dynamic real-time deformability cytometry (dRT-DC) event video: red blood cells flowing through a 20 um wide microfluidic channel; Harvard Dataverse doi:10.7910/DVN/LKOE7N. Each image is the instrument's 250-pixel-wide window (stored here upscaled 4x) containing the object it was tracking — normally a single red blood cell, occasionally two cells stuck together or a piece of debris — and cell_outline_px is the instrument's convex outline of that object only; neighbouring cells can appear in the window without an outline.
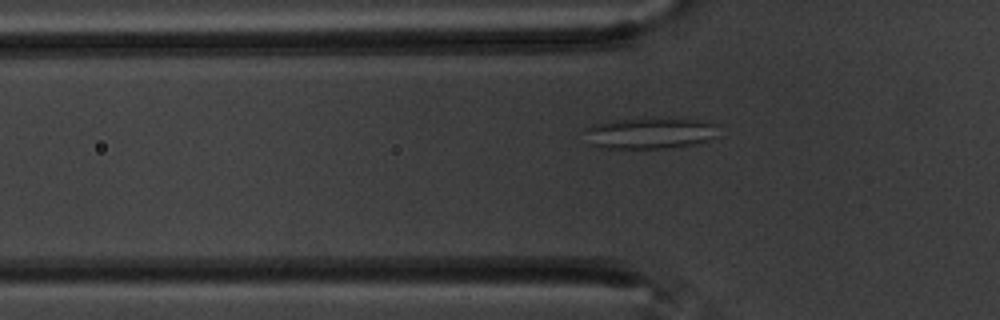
{"species": "common noctule bat (a hibernating species)", "species_latin": "Nyctalus noctula", "temperature_condition": "warm", "stored_images_in_passage": 47, "camera_frame_rate_fps": 3000, "um_per_image_px": 0.085, "animal": {"sex": "male", "body_mass_g": 20.1, "forearm_length_mm": 53.5}, "frame": {"image": 1, "passage_image": 8, "time_ms": 2.333, "image_size_px": [1000, 320], "cell_outline_px": [[720, 124], [712, 136], [696, 144], [668, 148], [604, 148], [588, 144], [584, 128], [592, 124], [612, 120], [652, 116], [700, 120]], "centroid_in_image_um": [55.18, 11.28], "position_along_channel_um": 70.6, "area_um2": 24.91}}
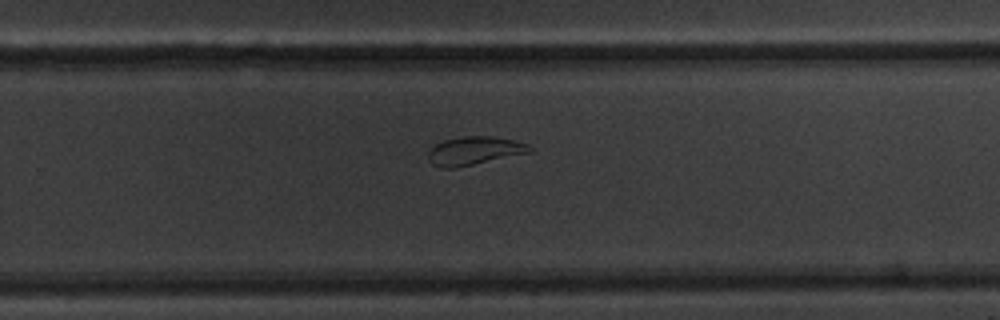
{"frame": {"image": 2, "passage_image": 27, "time_ms": 8.667, "image_size_px": [1000, 320], "cell_outline_px": [[532, 152], [456, 168], [440, 168], [432, 164], [428, 160], [428, 152], [436, 144], [444, 140], [464, 136], [492, 136], [516, 140], [528, 144], [532, 148]], "centroid_in_image_um": [40.33, 12.82], "position_along_channel_um": 289.5, "area_um2": 16.88}}
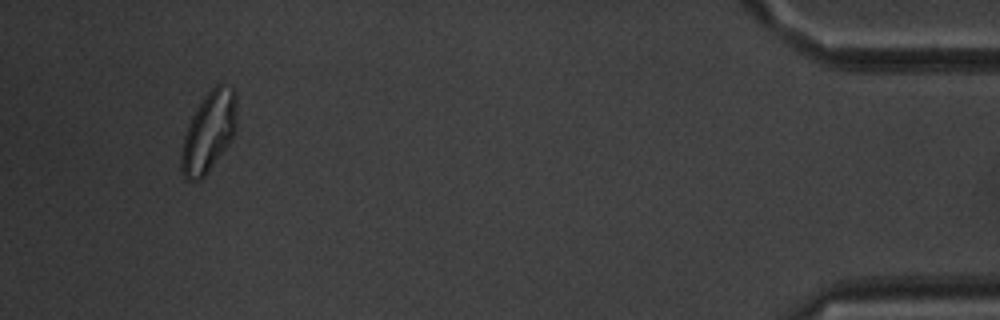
{"frame": {"image": 3, "passage_image": 44, "time_ms": 14.333, "image_size_px": [1000, 320], "cell_outline_px": [[236, 132], [232, 140], [208, 172], [200, 180], [188, 180], [184, 176], [180, 168], [180, 156], [184, 136], [188, 124], [192, 116], [204, 96], [216, 84], [220, 84], [232, 88], [236, 92]], "centroid_in_image_um": [17.75, 11.23], "position_along_channel_um": 417.4, "area_um2": 25.95}, "authors_computed_cell_mechanics": {"area_um2": 20.4034, "velocity_mm_per_s": 3.4533, "shape_relaxation_time_tau1_ms": null, "shape_relaxation_time_tau2_ms": 1.9545, "deformation_change_tau1": null, "deformation_change_tau2": 0.0473}}